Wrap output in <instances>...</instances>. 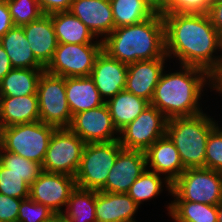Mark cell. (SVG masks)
<instances>
[{
  "label": "cell",
  "mask_w": 222,
  "mask_h": 222,
  "mask_svg": "<svg viewBox=\"0 0 222 222\" xmlns=\"http://www.w3.org/2000/svg\"><path fill=\"white\" fill-rule=\"evenodd\" d=\"M21 27L35 58L46 68L58 46L51 16L43 14L39 19Z\"/></svg>",
  "instance_id": "obj_18"
},
{
  "label": "cell",
  "mask_w": 222,
  "mask_h": 222,
  "mask_svg": "<svg viewBox=\"0 0 222 222\" xmlns=\"http://www.w3.org/2000/svg\"><path fill=\"white\" fill-rule=\"evenodd\" d=\"M138 207L127 193L96 191L97 222H136Z\"/></svg>",
  "instance_id": "obj_20"
},
{
  "label": "cell",
  "mask_w": 222,
  "mask_h": 222,
  "mask_svg": "<svg viewBox=\"0 0 222 222\" xmlns=\"http://www.w3.org/2000/svg\"><path fill=\"white\" fill-rule=\"evenodd\" d=\"M22 200L0 193V222L17 221Z\"/></svg>",
  "instance_id": "obj_37"
},
{
  "label": "cell",
  "mask_w": 222,
  "mask_h": 222,
  "mask_svg": "<svg viewBox=\"0 0 222 222\" xmlns=\"http://www.w3.org/2000/svg\"><path fill=\"white\" fill-rule=\"evenodd\" d=\"M58 44H102L89 28L69 11L49 14ZM93 41V42H92Z\"/></svg>",
  "instance_id": "obj_23"
},
{
  "label": "cell",
  "mask_w": 222,
  "mask_h": 222,
  "mask_svg": "<svg viewBox=\"0 0 222 222\" xmlns=\"http://www.w3.org/2000/svg\"><path fill=\"white\" fill-rule=\"evenodd\" d=\"M179 68V72L162 73L150 102L167 119L203 113L199 101L205 86L215 90V78L206 70L187 65Z\"/></svg>",
  "instance_id": "obj_2"
},
{
  "label": "cell",
  "mask_w": 222,
  "mask_h": 222,
  "mask_svg": "<svg viewBox=\"0 0 222 222\" xmlns=\"http://www.w3.org/2000/svg\"><path fill=\"white\" fill-rule=\"evenodd\" d=\"M207 14L214 28L222 36V0H213Z\"/></svg>",
  "instance_id": "obj_39"
},
{
  "label": "cell",
  "mask_w": 222,
  "mask_h": 222,
  "mask_svg": "<svg viewBox=\"0 0 222 222\" xmlns=\"http://www.w3.org/2000/svg\"><path fill=\"white\" fill-rule=\"evenodd\" d=\"M102 44L104 52L125 64L168 58L165 54L163 15L156 13L142 22L117 27Z\"/></svg>",
  "instance_id": "obj_3"
},
{
  "label": "cell",
  "mask_w": 222,
  "mask_h": 222,
  "mask_svg": "<svg viewBox=\"0 0 222 222\" xmlns=\"http://www.w3.org/2000/svg\"><path fill=\"white\" fill-rule=\"evenodd\" d=\"M146 168L145 152L122 148L108 174L105 186L100 191L127 193Z\"/></svg>",
  "instance_id": "obj_14"
},
{
  "label": "cell",
  "mask_w": 222,
  "mask_h": 222,
  "mask_svg": "<svg viewBox=\"0 0 222 222\" xmlns=\"http://www.w3.org/2000/svg\"><path fill=\"white\" fill-rule=\"evenodd\" d=\"M110 2L115 28L142 22L156 14L143 0H110Z\"/></svg>",
  "instance_id": "obj_29"
},
{
  "label": "cell",
  "mask_w": 222,
  "mask_h": 222,
  "mask_svg": "<svg viewBox=\"0 0 222 222\" xmlns=\"http://www.w3.org/2000/svg\"><path fill=\"white\" fill-rule=\"evenodd\" d=\"M75 188V177L43 171L30 185L29 197L36 203L47 206L56 215H61L62 207L67 205Z\"/></svg>",
  "instance_id": "obj_12"
},
{
  "label": "cell",
  "mask_w": 222,
  "mask_h": 222,
  "mask_svg": "<svg viewBox=\"0 0 222 222\" xmlns=\"http://www.w3.org/2000/svg\"><path fill=\"white\" fill-rule=\"evenodd\" d=\"M14 26H23L39 19L43 12L37 0H6Z\"/></svg>",
  "instance_id": "obj_32"
},
{
  "label": "cell",
  "mask_w": 222,
  "mask_h": 222,
  "mask_svg": "<svg viewBox=\"0 0 222 222\" xmlns=\"http://www.w3.org/2000/svg\"><path fill=\"white\" fill-rule=\"evenodd\" d=\"M155 13H168L169 0H143Z\"/></svg>",
  "instance_id": "obj_42"
},
{
  "label": "cell",
  "mask_w": 222,
  "mask_h": 222,
  "mask_svg": "<svg viewBox=\"0 0 222 222\" xmlns=\"http://www.w3.org/2000/svg\"><path fill=\"white\" fill-rule=\"evenodd\" d=\"M51 222H68L61 215H57Z\"/></svg>",
  "instance_id": "obj_45"
},
{
  "label": "cell",
  "mask_w": 222,
  "mask_h": 222,
  "mask_svg": "<svg viewBox=\"0 0 222 222\" xmlns=\"http://www.w3.org/2000/svg\"><path fill=\"white\" fill-rule=\"evenodd\" d=\"M96 191L76 187L61 216L68 222H97Z\"/></svg>",
  "instance_id": "obj_27"
},
{
  "label": "cell",
  "mask_w": 222,
  "mask_h": 222,
  "mask_svg": "<svg viewBox=\"0 0 222 222\" xmlns=\"http://www.w3.org/2000/svg\"><path fill=\"white\" fill-rule=\"evenodd\" d=\"M43 14L69 11L73 0H37Z\"/></svg>",
  "instance_id": "obj_38"
},
{
  "label": "cell",
  "mask_w": 222,
  "mask_h": 222,
  "mask_svg": "<svg viewBox=\"0 0 222 222\" xmlns=\"http://www.w3.org/2000/svg\"><path fill=\"white\" fill-rule=\"evenodd\" d=\"M40 121L37 94L0 96V128Z\"/></svg>",
  "instance_id": "obj_21"
},
{
  "label": "cell",
  "mask_w": 222,
  "mask_h": 222,
  "mask_svg": "<svg viewBox=\"0 0 222 222\" xmlns=\"http://www.w3.org/2000/svg\"><path fill=\"white\" fill-rule=\"evenodd\" d=\"M205 168L222 172V128L217 124L207 140Z\"/></svg>",
  "instance_id": "obj_35"
},
{
  "label": "cell",
  "mask_w": 222,
  "mask_h": 222,
  "mask_svg": "<svg viewBox=\"0 0 222 222\" xmlns=\"http://www.w3.org/2000/svg\"><path fill=\"white\" fill-rule=\"evenodd\" d=\"M206 113L167 120L166 135L174 143L185 169L205 168L210 131L218 124Z\"/></svg>",
  "instance_id": "obj_4"
},
{
  "label": "cell",
  "mask_w": 222,
  "mask_h": 222,
  "mask_svg": "<svg viewBox=\"0 0 222 222\" xmlns=\"http://www.w3.org/2000/svg\"><path fill=\"white\" fill-rule=\"evenodd\" d=\"M162 15L166 56L170 59L173 55L180 65L202 68L216 79L222 73V55L217 52H222V36L208 14L171 12Z\"/></svg>",
  "instance_id": "obj_1"
},
{
  "label": "cell",
  "mask_w": 222,
  "mask_h": 222,
  "mask_svg": "<svg viewBox=\"0 0 222 222\" xmlns=\"http://www.w3.org/2000/svg\"><path fill=\"white\" fill-rule=\"evenodd\" d=\"M0 163L31 185L43 172L42 164L28 160L18 154L5 151L0 146Z\"/></svg>",
  "instance_id": "obj_31"
},
{
  "label": "cell",
  "mask_w": 222,
  "mask_h": 222,
  "mask_svg": "<svg viewBox=\"0 0 222 222\" xmlns=\"http://www.w3.org/2000/svg\"><path fill=\"white\" fill-rule=\"evenodd\" d=\"M103 41L114 29L110 0H73L69 10Z\"/></svg>",
  "instance_id": "obj_16"
},
{
  "label": "cell",
  "mask_w": 222,
  "mask_h": 222,
  "mask_svg": "<svg viewBox=\"0 0 222 222\" xmlns=\"http://www.w3.org/2000/svg\"><path fill=\"white\" fill-rule=\"evenodd\" d=\"M166 60L168 58H157L128 64L125 90L151 102Z\"/></svg>",
  "instance_id": "obj_17"
},
{
  "label": "cell",
  "mask_w": 222,
  "mask_h": 222,
  "mask_svg": "<svg viewBox=\"0 0 222 222\" xmlns=\"http://www.w3.org/2000/svg\"><path fill=\"white\" fill-rule=\"evenodd\" d=\"M122 148L119 140L86 143L75 175L76 187L100 191Z\"/></svg>",
  "instance_id": "obj_6"
},
{
  "label": "cell",
  "mask_w": 222,
  "mask_h": 222,
  "mask_svg": "<svg viewBox=\"0 0 222 222\" xmlns=\"http://www.w3.org/2000/svg\"><path fill=\"white\" fill-rule=\"evenodd\" d=\"M213 0H169L168 13H207Z\"/></svg>",
  "instance_id": "obj_36"
},
{
  "label": "cell",
  "mask_w": 222,
  "mask_h": 222,
  "mask_svg": "<svg viewBox=\"0 0 222 222\" xmlns=\"http://www.w3.org/2000/svg\"><path fill=\"white\" fill-rule=\"evenodd\" d=\"M45 68H12L0 81V96L19 97L37 94Z\"/></svg>",
  "instance_id": "obj_26"
},
{
  "label": "cell",
  "mask_w": 222,
  "mask_h": 222,
  "mask_svg": "<svg viewBox=\"0 0 222 222\" xmlns=\"http://www.w3.org/2000/svg\"><path fill=\"white\" fill-rule=\"evenodd\" d=\"M145 155L147 168L150 167L157 174L166 175L171 183L186 170L177 148L167 135L156 140L145 151Z\"/></svg>",
  "instance_id": "obj_19"
},
{
  "label": "cell",
  "mask_w": 222,
  "mask_h": 222,
  "mask_svg": "<svg viewBox=\"0 0 222 222\" xmlns=\"http://www.w3.org/2000/svg\"><path fill=\"white\" fill-rule=\"evenodd\" d=\"M170 194L174 201L217 205L222 201V172L208 168L186 169L172 183Z\"/></svg>",
  "instance_id": "obj_7"
},
{
  "label": "cell",
  "mask_w": 222,
  "mask_h": 222,
  "mask_svg": "<svg viewBox=\"0 0 222 222\" xmlns=\"http://www.w3.org/2000/svg\"><path fill=\"white\" fill-rule=\"evenodd\" d=\"M167 118L153 105L119 132V142L124 149L145 152L156 140L166 135Z\"/></svg>",
  "instance_id": "obj_11"
},
{
  "label": "cell",
  "mask_w": 222,
  "mask_h": 222,
  "mask_svg": "<svg viewBox=\"0 0 222 222\" xmlns=\"http://www.w3.org/2000/svg\"><path fill=\"white\" fill-rule=\"evenodd\" d=\"M163 183L166 184L165 187L166 189L168 188L167 191L171 193L172 183L166 177L162 179L160 174L146 168V170L130 186L127 194L138 206H140L144 201L151 200L160 195L163 191Z\"/></svg>",
  "instance_id": "obj_30"
},
{
  "label": "cell",
  "mask_w": 222,
  "mask_h": 222,
  "mask_svg": "<svg viewBox=\"0 0 222 222\" xmlns=\"http://www.w3.org/2000/svg\"><path fill=\"white\" fill-rule=\"evenodd\" d=\"M217 222H222V201L217 204Z\"/></svg>",
  "instance_id": "obj_44"
},
{
  "label": "cell",
  "mask_w": 222,
  "mask_h": 222,
  "mask_svg": "<svg viewBox=\"0 0 222 222\" xmlns=\"http://www.w3.org/2000/svg\"><path fill=\"white\" fill-rule=\"evenodd\" d=\"M65 91L72 116L82 111L100 107L106 102L90 76L66 77Z\"/></svg>",
  "instance_id": "obj_22"
},
{
  "label": "cell",
  "mask_w": 222,
  "mask_h": 222,
  "mask_svg": "<svg viewBox=\"0 0 222 222\" xmlns=\"http://www.w3.org/2000/svg\"><path fill=\"white\" fill-rule=\"evenodd\" d=\"M0 44L10 58L13 68H45L35 58L22 27L11 28L0 38Z\"/></svg>",
  "instance_id": "obj_24"
},
{
  "label": "cell",
  "mask_w": 222,
  "mask_h": 222,
  "mask_svg": "<svg viewBox=\"0 0 222 222\" xmlns=\"http://www.w3.org/2000/svg\"><path fill=\"white\" fill-rule=\"evenodd\" d=\"M127 72L128 64L110 57L102 50L95 61L90 77L101 97L106 101L125 90Z\"/></svg>",
  "instance_id": "obj_15"
},
{
  "label": "cell",
  "mask_w": 222,
  "mask_h": 222,
  "mask_svg": "<svg viewBox=\"0 0 222 222\" xmlns=\"http://www.w3.org/2000/svg\"><path fill=\"white\" fill-rule=\"evenodd\" d=\"M56 127L41 121L0 128V146L42 164Z\"/></svg>",
  "instance_id": "obj_5"
},
{
  "label": "cell",
  "mask_w": 222,
  "mask_h": 222,
  "mask_svg": "<svg viewBox=\"0 0 222 222\" xmlns=\"http://www.w3.org/2000/svg\"><path fill=\"white\" fill-rule=\"evenodd\" d=\"M0 193L9 197L26 199L30 195V185L21 175L11 172L0 163Z\"/></svg>",
  "instance_id": "obj_33"
},
{
  "label": "cell",
  "mask_w": 222,
  "mask_h": 222,
  "mask_svg": "<svg viewBox=\"0 0 222 222\" xmlns=\"http://www.w3.org/2000/svg\"><path fill=\"white\" fill-rule=\"evenodd\" d=\"M37 96L40 121L56 128H69L72 122L66 91L65 78L44 71L40 76Z\"/></svg>",
  "instance_id": "obj_8"
},
{
  "label": "cell",
  "mask_w": 222,
  "mask_h": 222,
  "mask_svg": "<svg viewBox=\"0 0 222 222\" xmlns=\"http://www.w3.org/2000/svg\"><path fill=\"white\" fill-rule=\"evenodd\" d=\"M14 27L6 0H0V38Z\"/></svg>",
  "instance_id": "obj_40"
},
{
  "label": "cell",
  "mask_w": 222,
  "mask_h": 222,
  "mask_svg": "<svg viewBox=\"0 0 222 222\" xmlns=\"http://www.w3.org/2000/svg\"><path fill=\"white\" fill-rule=\"evenodd\" d=\"M215 90L222 94V73L215 79Z\"/></svg>",
  "instance_id": "obj_43"
},
{
  "label": "cell",
  "mask_w": 222,
  "mask_h": 222,
  "mask_svg": "<svg viewBox=\"0 0 222 222\" xmlns=\"http://www.w3.org/2000/svg\"><path fill=\"white\" fill-rule=\"evenodd\" d=\"M57 215L43 204L36 203L30 197L21 201L19 222H51Z\"/></svg>",
  "instance_id": "obj_34"
},
{
  "label": "cell",
  "mask_w": 222,
  "mask_h": 222,
  "mask_svg": "<svg viewBox=\"0 0 222 222\" xmlns=\"http://www.w3.org/2000/svg\"><path fill=\"white\" fill-rule=\"evenodd\" d=\"M105 103L118 132L136 119L150 105L149 101L126 90L120 91L114 97L106 100Z\"/></svg>",
  "instance_id": "obj_25"
},
{
  "label": "cell",
  "mask_w": 222,
  "mask_h": 222,
  "mask_svg": "<svg viewBox=\"0 0 222 222\" xmlns=\"http://www.w3.org/2000/svg\"><path fill=\"white\" fill-rule=\"evenodd\" d=\"M103 44H58L45 71L60 77L90 76Z\"/></svg>",
  "instance_id": "obj_10"
},
{
  "label": "cell",
  "mask_w": 222,
  "mask_h": 222,
  "mask_svg": "<svg viewBox=\"0 0 222 222\" xmlns=\"http://www.w3.org/2000/svg\"><path fill=\"white\" fill-rule=\"evenodd\" d=\"M69 129L85 143L119 140L107 104L82 111L73 116ZM116 136V137H115Z\"/></svg>",
  "instance_id": "obj_13"
},
{
  "label": "cell",
  "mask_w": 222,
  "mask_h": 222,
  "mask_svg": "<svg viewBox=\"0 0 222 222\" xmlns=\"http://www.w3.org/2000/svg\"><path fill=\"white\" fill-rule=\"evenodd\" d=\"M10 58L8 57L5 49L0 44V81L5 77L7 73L12 69Z\"/></svg>",
  "instance_id": "obj_41"
},
{
  "label": "cell",
  "mask_w": 222,
  "mask_h": 222,
  "mask_svg": "<svg viewBox=\"0 0 222 222\" xmlns=\"http://www.w3.org/2000/svg\"><path fill=\"white\" fill-rule=\"evenodd\" d=\"M167 208L175 222H217V205L171 201Z\"/></svg>",
  "instance_id": "obj_28"
},
{
  "label": "cell",
  "mask_w": 222,
  "mask_h": 222,
  "mask_svg": "<svg viewBox=\"0 0 222 222\" xmlns=\"http://www.w3.org/2000/svg\"><path fill=\"white\" fill-rule=\"evenodd\" d=\"M85 144L69 128H56L42 163L43 171L75 177Z\"/></svg>",
  "instance_id": "obj_9"
}]
</instances>
